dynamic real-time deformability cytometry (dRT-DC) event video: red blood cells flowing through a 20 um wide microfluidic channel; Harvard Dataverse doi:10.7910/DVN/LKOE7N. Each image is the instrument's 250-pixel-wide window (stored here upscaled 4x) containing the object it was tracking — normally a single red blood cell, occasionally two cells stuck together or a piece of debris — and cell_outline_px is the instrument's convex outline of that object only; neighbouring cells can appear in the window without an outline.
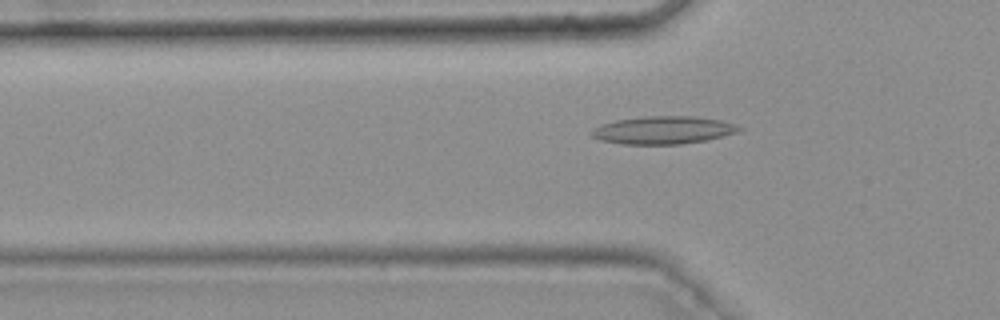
{"species": "common noctule bat (a hibernating species)", "species_latin": "Nyctalus noctula", "temperature_condition": "warm", "stored_images_in_passage": 49, "camera_frame_rate_fps": 3000, "um_per_image_px": 0.085, "animal": {"sex": "female", "body_mass_g": 25.1}, "frame": {"image": 1, "passage_image": 17, "time_ms": 5.333, "image_size_px": [1000, 320], "cell_outline_px": [[744, 128], [736, 132], [708, 140], [680, 144], [620, 144], [600, 140], [592, 136], [588, 132], [592, 128], [600, 124], [616, 120], [648, 116], [692, 116], [720, 120], [736, 124]], "centroid_in_image_um": [56.33, 11.06], "position_along_channel_um": 69.5, "area_um2": 23.99}}
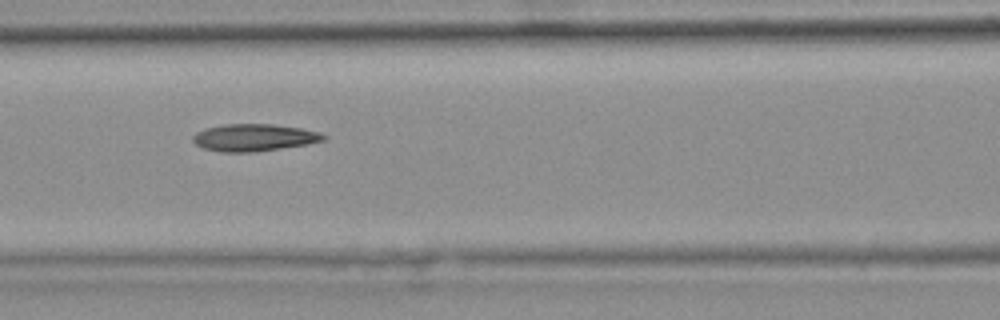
{"frame": {"image": 2, "passage_image": 23, "time_ms": 7.333, "image_size_px": [1000, 320], "cell_outline_px": [[328, 136], [324, 140], [308, 144], [256, 152], [220, 152], [204, 148], [196, 144], [192, 140], [192, 136], [196, 132], [204, 128], [224, 124], [276, 124], [300, 128], [320, 132]], "centroid_in_image_um": [21.59, 11.69], "position_along_channel_um": 145.0, "area_um2": 20.87}}
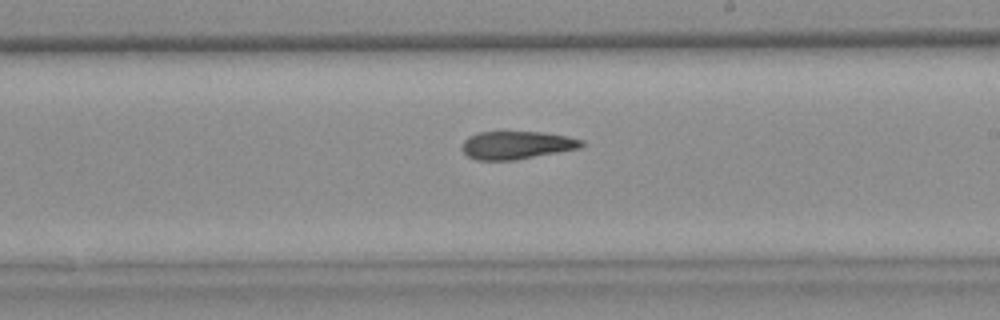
{"frame": {"image": 3, "passage_image": 31, "time_ms": 10.0, "image_size_px": [1000, 320], "cell_outline_px": [[588, 144], [580, 148], [516, 160], [476, 160], [468, 156], [460, 148], [464, 140], [468, 136], [476, 132], [544, 132], [568, 136], [584, 140]], "centroid_in_image_um": [43.94, 12.33], "position_along_channel_um": 245.1, "area_um2": 19.77}, "authors_computed_cell_mechanics": {"area_um2": 20.519, "velocity_mm_per_s": 3.766, "shape_relaxation_time_tau1_ms": null, "shape_relaxation_time_tau2_ms": 5.2386, "deformation_change_tau1": null, "deformation_change_tau2": 0.143}}